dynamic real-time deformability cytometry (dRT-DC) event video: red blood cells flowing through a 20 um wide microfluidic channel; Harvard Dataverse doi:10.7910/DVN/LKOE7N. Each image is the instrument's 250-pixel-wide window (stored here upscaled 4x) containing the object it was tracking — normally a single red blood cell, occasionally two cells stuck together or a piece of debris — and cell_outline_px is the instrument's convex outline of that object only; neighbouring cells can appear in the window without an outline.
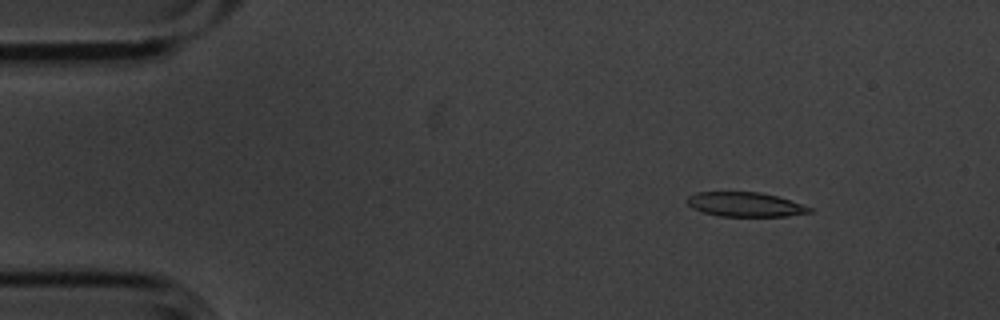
{"species": "common noctule bat (a hibernating species)", "species_latin": "Nyctalus noctula", "temperature_condition": "cold", "stored_images_in_passage": 4, "camera_frame_rate_fps": 3000, "um_per_image_px": 0.085, "animal": {"sex": "male", "body_mass_g": 20.1, "forearm_length_mm": 53.5}, "frame": {"image": 1, "passage_image": 2, "time_ms": 0.333, "image_size_px": [1000, 320], "cell_outline_px": [[812, 212], [788, 216], [720, 216], [704, 212], [692, 208], [688, 204], [688, 196], [696, 192], [760, 192], [776, 196], [812, 208]], "centroid_in_image_um": [63.32, 17.38], "position_along_channel_um": 21.7, "area_um2": 17.17}}